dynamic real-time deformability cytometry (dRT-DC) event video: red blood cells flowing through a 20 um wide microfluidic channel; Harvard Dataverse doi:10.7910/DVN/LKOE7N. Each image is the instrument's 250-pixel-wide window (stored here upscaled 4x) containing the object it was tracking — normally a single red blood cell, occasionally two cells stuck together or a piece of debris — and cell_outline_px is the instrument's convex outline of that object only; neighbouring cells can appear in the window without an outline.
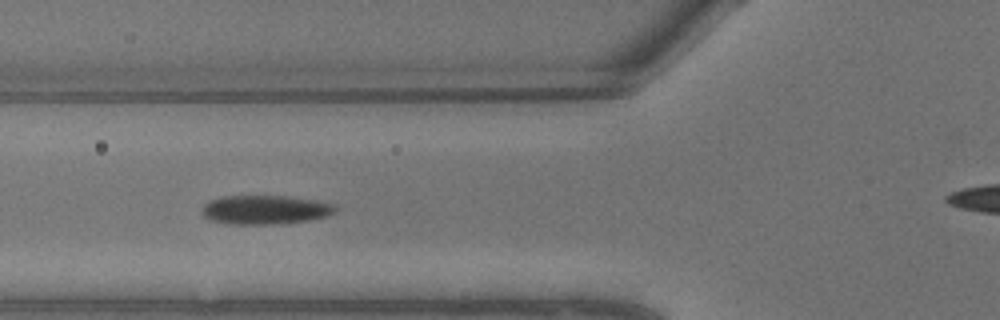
{"species": "common noctule bat (a hibernating species)", "species_latin": "Nyctalus noctula", "temperature_condition": "warm", "stored_images_in_passage": 7, "camera_frame_rate_fps": 3000, "um_per_image_px": 0.085, "animal": {"sex": "male", "body_mass_g": 13.3}, "frame": {"image": 1, "passage_image": 6, "time_ms": 1.667, "image_size_px": [1000, 320], "cell_outline_px": [[340, 208], [336, 212], [328, 216], [308, 220], [272, 224], [228, 224], [212, 220], [204, 216], [204, 204], [208, 200], [224, 196], [288, 196], [316, 200], [336, 204]], "centroid_in_image_um": [22.61, 17.82], "position_along_channel_um": 103.2, "area_um2": 22.6}}
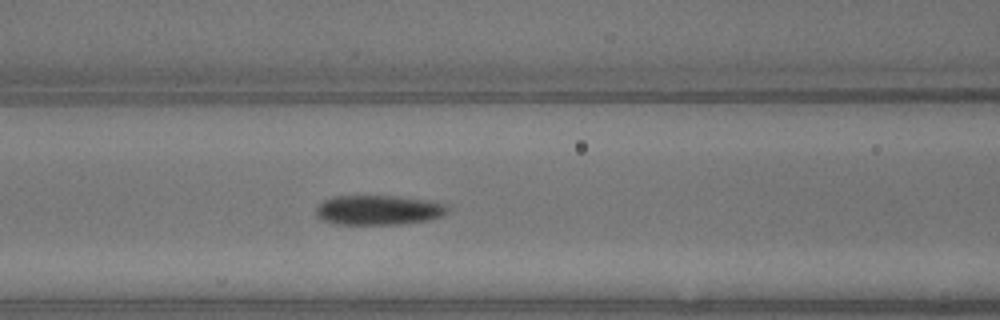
{"frame": {"image": 2, "passage_image": 7, "time_ms": 2.0, "image_size_px": [1000, 320], "cell_outline_px": [[448, 212], [440, 216], [428, 220], [400, 224], [340, 224], [324, 220], [316, 212], [316, 208], [324, 200], [332, 196], [400, 196], [428, 200], [448, 204]], "centroid_in_image_um": [32.22, 17.84], "position_along_channel_um": 134.4, "area_um2": 22.66}}